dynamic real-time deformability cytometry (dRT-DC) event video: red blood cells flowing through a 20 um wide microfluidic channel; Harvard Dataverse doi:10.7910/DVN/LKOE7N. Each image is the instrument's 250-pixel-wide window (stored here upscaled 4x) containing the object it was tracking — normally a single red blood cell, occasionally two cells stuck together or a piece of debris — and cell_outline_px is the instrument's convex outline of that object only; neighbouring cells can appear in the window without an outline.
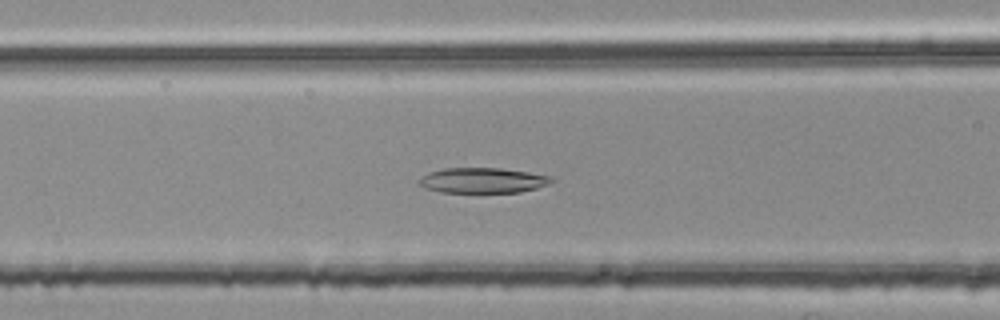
{"species": "common noctule bat (a hibernating species)", "species_latin": "Nyctalus noctula", "temperature_condition": "room temperature", "stored_images_in_passage": 40, "camera_frame_rate_fps": 3000, "um_per_image_px": 0.085, "animal": {"sex": "female", "body_mass_g": 25.1}, "frame": {"image": 1, "passage_image": 14, "time_ms": 4.333, "image_size_px": [1000, 320], "cell_outline_px": [[556, 180], [548, 184], [536, 188], [520, 192], [440, 192], [424, 188], [416, 184], [428, 172], [444, 168], [500, 168], [528, 172], [552, 176]], "centroid_in_image_um": [41.03, 15.33], "position_along_channel_um": 125.6, "area_um2": 19.54}}
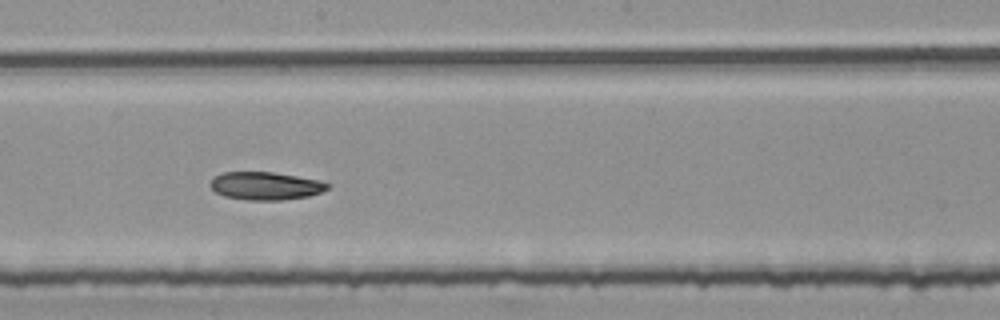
{"frame": {"image": 2, "passage_image": 22, "time_ms": 7.0, "image_size_px": [1000, 320], "cell_outline_px": [[328, 188], [320, 192], [308, 196], [284, 200], [244, 200], [224, 196], [216, 192], [208, 184], [220, 172], [272, 172], [320, 180], [328, 184]], "centroid_in_image_um": [22.54, 15.8], "position_along_channel_um": 225.7, "area_um2": 19.02}}
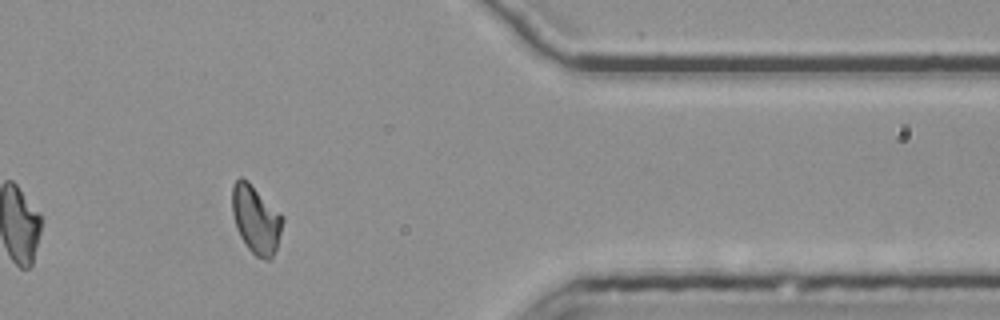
{"frame": {"image": 3, "passage_image": 37, "time_ms": 12.0, "image_size_px": [1000, 320], "cell_outline_px": [[284, 220], [276, 248], [272, 256], [268, 260], [264, 260], [256, 256], [248, 248], [240, 236], [236, 228], [232, 212], [232, 184], [240, 176], [248, 180], [284, 216]], "centroid_in_image_um": [21.75, 18.62], "position_along_channel_um": 389.7, "area_um2": 20.11}, "authors_computed_cell_mechanics": {"area_um2": 19.9699, "velocity_mm_per_s": 3.7572, "shape_relaxation_time_tau1_ms": 7.597, "shape_relaxation_time_tau2_ms": null, "deformation_change_tau1": 0.1967, "deformation_change_tau2": null}}